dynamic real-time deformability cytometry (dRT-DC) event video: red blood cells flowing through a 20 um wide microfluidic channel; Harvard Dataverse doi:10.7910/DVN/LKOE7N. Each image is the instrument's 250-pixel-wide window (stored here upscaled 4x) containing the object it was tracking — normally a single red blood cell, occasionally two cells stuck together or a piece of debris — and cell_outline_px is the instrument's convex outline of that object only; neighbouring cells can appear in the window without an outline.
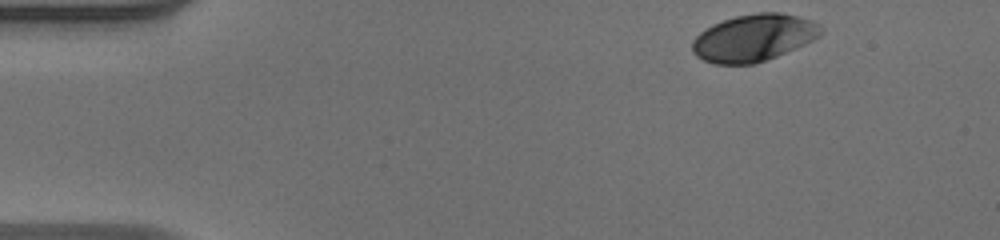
{"species": "human", "species_latin": "Homo sapiens", "temperature_condition": "warm", "stored_images_in_passage": 47, "camera_frame_rate_fps": 3000, "um_per_image_px": 0.085, "donor": {"sex": "male"}, "frame": {"image": 1, "passage_image": 1, "time_ms": 0.0, "image_size_px": [1000, 240], "cell_outline_px": [[820, 36], [796, 48], [776, 56], [752, 64], [716, 64], [704, 60], [696, 56], [692, 52], [692, 40], [704, 28], [712, 24], [736, 16], [756, 12], [780, 12], [812, 20], [820, 24]], "centroid_in_image_um": [64.03, 3.2], "position_along_channel_um": 21.0, "area_um2": 35.14}}
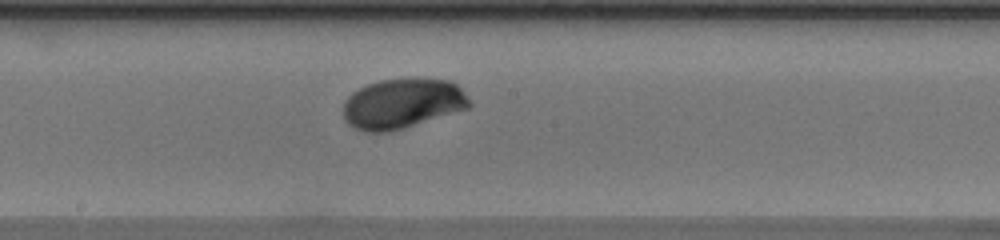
{"frame": {"image": 2, "passage_image": 23, "time_ms": 7.333, "image_size_px": [1000, 240], "cell_outline_px": [[472, 104], [468, 108], [404, 128], [388, 132], [364, 132], [352, 128], [344, 120], [344, 100], [352, 92], [368, 84], [380, 80], [412, 76], [452, 80], [460, 88]], "centroid_in_image_um": [34.19, 8.78], "position_along_channel_um": 214.0, "area_um2": 37.4}}
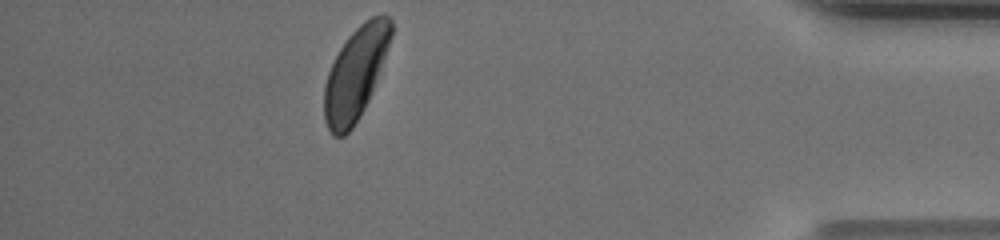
{"frame": {"image": 3, "passage_image": 41, "time_ms": 13.333, "image_size_px": [1000, 240], "cell_outline_px": [[392, 36], [372, 92], [360, 116], [352, 128], [344, 136], [332, 136], [324, 120], [324, 84], [328, 72], [340, 48], [348, 36], [364, 20], [372, 16], [388, 16], [392, 20]], "centroid_in_image_um": [30.2, 6.26], "position_along_channel_um": 405.0, "area_um2": 35.6}, "authors_computed_cell_mechanics": {"area_um2": 35.6626, "velocity_mm_per_s": 3.9364, "shape_relaxation_time_tau1_ms": 2.1776, "shape_relaxation_time_tau2_ms": null, "deformation_change_tau1": 0.1229, "deformation_change_tau2": null}}